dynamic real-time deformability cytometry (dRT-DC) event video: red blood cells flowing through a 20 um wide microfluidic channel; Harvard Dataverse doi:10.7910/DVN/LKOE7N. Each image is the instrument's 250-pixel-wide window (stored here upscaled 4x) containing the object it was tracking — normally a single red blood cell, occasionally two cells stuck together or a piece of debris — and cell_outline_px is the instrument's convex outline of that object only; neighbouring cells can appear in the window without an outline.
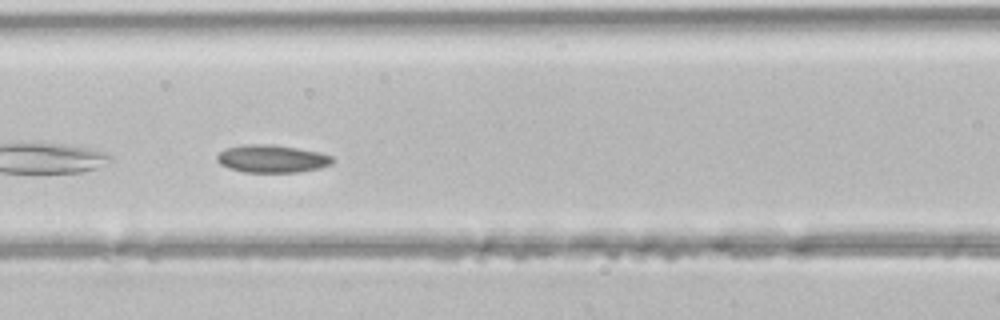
{"species": "common noctule bat (a hibernating species)", "species_latin": "Nyctalus noctula", "temperature_condition": "room temperature", "stored_images_in_passage": 40, "camera_frame_rate_fps": 3000, "um_per_image_px": 0.085, "animal": {"sex": "male", "body_mass_g": 21.5, "forearm_length_mm": 52.0}, "frame": {"image": 1, "passage_image": 14, "time_ms": 4.333, "image_size_px": [1000, 320], "cell_outline_px": [[336, 160], [332, 164], [320, 168], [300, 172], [244, 172], [228, 168], [220, 164], [216, 160], [216, 156], [224, 148], [244, 144], [272, 144], [320, 152], [332, 156]], "centroid_in_image_um": [23.12, 13.49], "position_along_channel_um": 143.5, "area_um2": 18.9}}
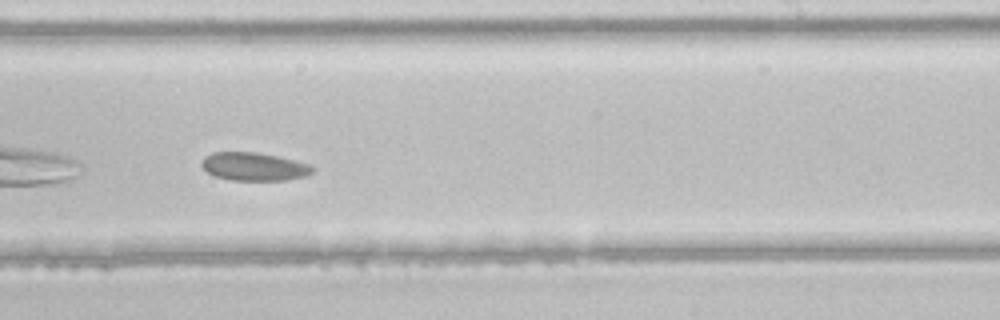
{"frame": {"image": 2, "passage_image": 23, "time_ms": 7.333, "image_size_px": [1000, 320], "cell_outline_px": [[316, 168], [308, 176], [288, 180], [232, 180], [216, 176], [208, 172], [200, 164], [200, 160], [204, 156], [212, 152], [256, 152], [280, 156], [308, 164]], "centroid_in_image_um": [21.6, 14.15], "position_along_channel_um": 267.4, "area_um2": 18.38}}
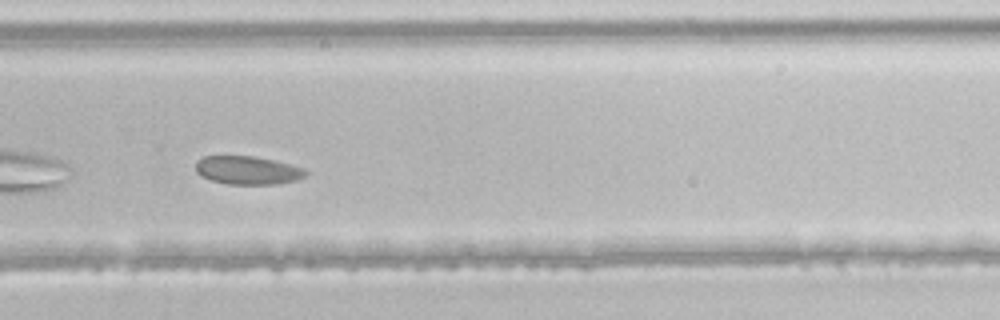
{"frame": {"image": 3, "passage_image": 26, "time_ms": 8.333, "image_size_px": [1000, 320], "cell_outline_px": [[308, 172], [304, 176], [296, 180], [280, 184], [228, 184], [212, 180], [200, 176], [196, 172], [196, 160], [204, 156], [252, 156], [292, 164], [304, 168]], "centroid_in_image_um": [21.05, 14.47], "position_along_channel_um": 308.8, "area_um2": 18.21}}